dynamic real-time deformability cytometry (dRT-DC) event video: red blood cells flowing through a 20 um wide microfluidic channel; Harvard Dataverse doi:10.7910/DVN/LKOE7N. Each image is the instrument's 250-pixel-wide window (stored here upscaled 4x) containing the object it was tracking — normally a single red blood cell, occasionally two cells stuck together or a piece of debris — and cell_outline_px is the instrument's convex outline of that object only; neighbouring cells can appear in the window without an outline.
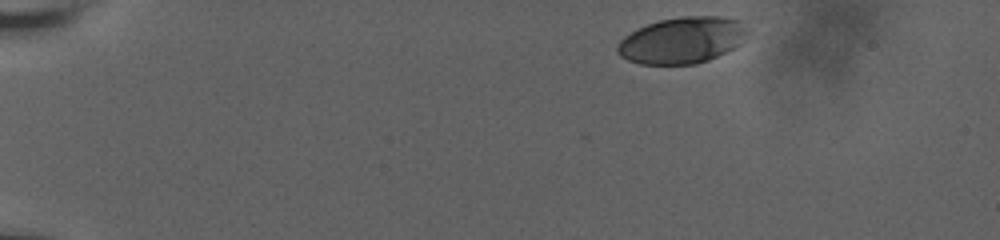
{"species": "human", "species_latin": "Homo sapiens", "temperature_condition": "room temperature", "stored_images_in_passage": 69, "camera_frame_rate_fps": 3000, "um_per_image_px": 0.085, "donor": {"sex": "male"}, "frame": {"image": 1, "passage_image": 1, "time_ms": 0.0, "image_size_px": [1000, 240], "cell_outline_px": [[752, 28], [744, 40], [740, 44], [708, 60], [696, 64], [640, 64], [628, 60], [620, 56], [616, 52], [616, 44], [624, 36], [636, 28], [660, 20], [680, 16], [724, 16], [744, 20]], "centroid_in_image_um": [58.03, 3.39], "position_along_channel_um": 27.0, "area_um2": 35.84}}
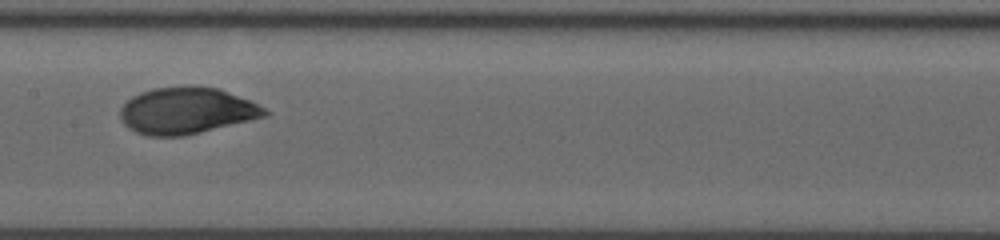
{"frame": {"image": 2, "passage_image": 34, "time_ms": 7.667, "image_size_px": [1000, 240], "cell_outline_px": [[272, 112], [268, 116], [184, 136], [148, 136], [136, 132], [128, 128], [124, 124], [120, 116], [120, 108], [132, 96], [140, 92], [152, 88], [188, 84], [196, 84], [220, 88], [248, 100]], "centroid_in_image_um": [15.86, 9.38], "position_along_channel_um": 191.5, "area_um2": 39.77}}
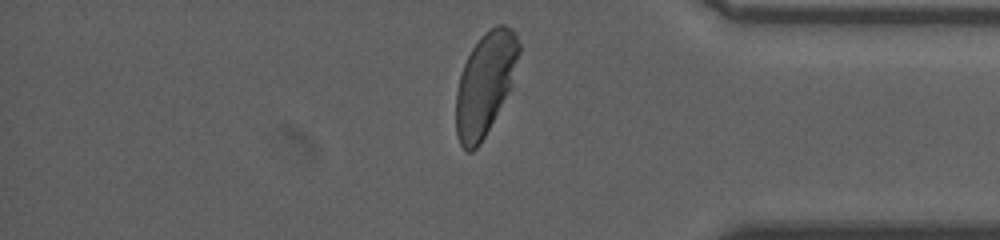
{"frame": {"image": 3, "passage_image": 67, "time_ms": 13.667, "image_size_px": [1000, 240], "cell_outline_px": [[520, 52], [508, 92], [480, 144], [472, 152], [468, 152], [460, 144], [456, 136], [456, 92], [460, 76], [464, 64], [472, 48], [480, 36], [484, 32], [496, 24], [504, 24], [512, 28], [516, 32], [520, 44]], "centroid_in_image_um": [41.23, 7.09], "position_along_channel_um": 394.0, "area_um2": 37.28}, "authors_computed_cell_mechanics": {"area_um2": 38.437, "velocity_mm_per_s": 3.6116, "shape_relaxation_time_tau1_ms": 2.5498, "shape_relaxation_time_tau2_ms": null, "deformation_change_tau1": 0.1526, "deformation_change_tau2": null}}